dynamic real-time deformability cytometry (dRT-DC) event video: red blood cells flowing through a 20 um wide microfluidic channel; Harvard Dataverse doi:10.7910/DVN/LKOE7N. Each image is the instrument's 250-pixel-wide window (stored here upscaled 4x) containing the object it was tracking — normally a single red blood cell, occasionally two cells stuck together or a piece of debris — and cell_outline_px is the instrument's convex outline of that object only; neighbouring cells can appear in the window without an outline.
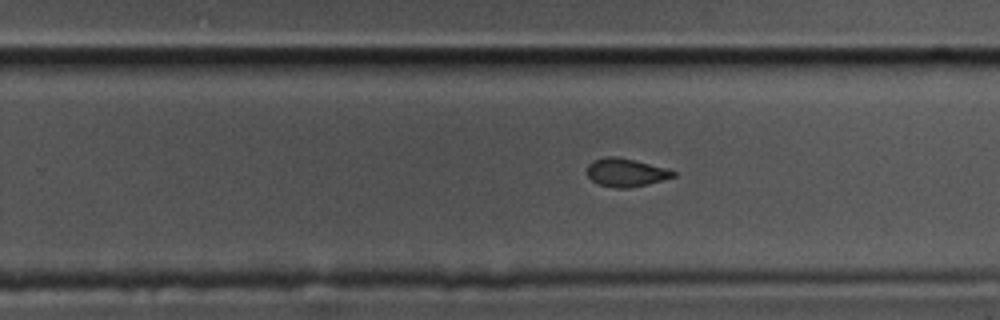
{"species": "common noctule bat (a hibernating species)", "species_latin": "Nyctalus noctula", "temperature_condition": "cold", "stored_images_in_passage": 42, "camera_frame_rate_fps": 3000, "um_per_image_px": 0.085, "animal": {"sex": "male", "body_mass_g": 17.5, "forearm_length_mm": 52.3}, "frame": {"image": 1, "passage_image": 26, "time_ms": 8.333, "image_size_px": [1000, 320], "cell_outline_px": [[676, 176], [628, 188], [616, 188], [596, 184], [588, 176], [588, 164], [592, 160], [608, 156], [616, 156], [668, 168], [676, 172]], "centroid_in_image_um": [53.17, 14.65], "position_along_channel_um": 276.6, "area_um2": 14.05}}
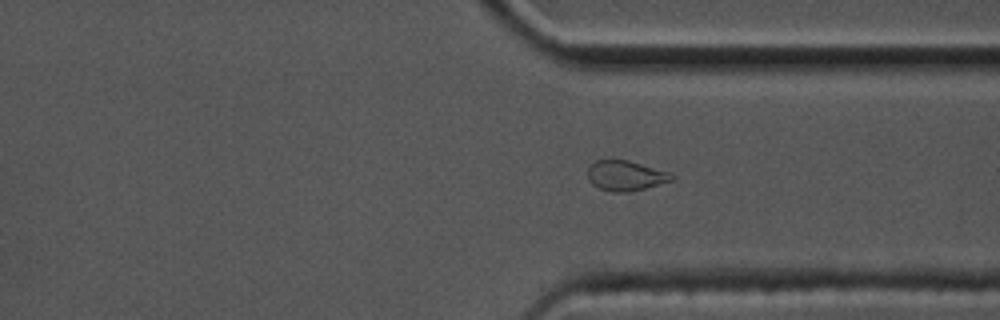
{"frame": {"image": 2, "passage_image": 33, "time_ms": 10.667, "image_size_px": [1000, 320], "cell_outline_px": [[676, 176], [672, 180], [644, 188], [628, 192], [612, 192], [600, 188], [592, 184], [588, 180], [588, 168], [596, 160], [628, 160], [668, 172]], "centroid_in_image_um": [53.15, 14.93], "position_along_channel_um": 358.2, "area_um2": 14.51}}
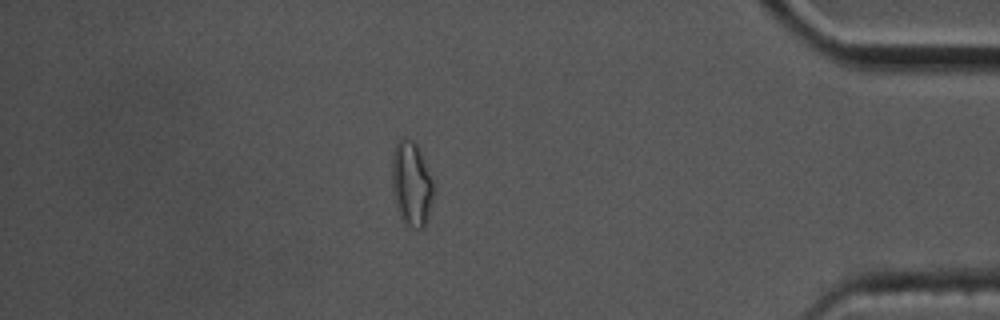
{"frame": {"image": 3, "passage_image": 40, "time_ms": 13.0, "image_size_px": [1000, 320], "cell_outline_px": [[432, 200], [428, 220], [424, 228], [412, 228], [404, 224], [400, 216], [392, 192], [392, 156], [396, 144], [400, 136], [408, 136], [420, 148], [432, 180]], "centroid_in_image_um": [34.96, 15.6], "position_along_channel_um": 400.2, "area_um2": 20.75}}